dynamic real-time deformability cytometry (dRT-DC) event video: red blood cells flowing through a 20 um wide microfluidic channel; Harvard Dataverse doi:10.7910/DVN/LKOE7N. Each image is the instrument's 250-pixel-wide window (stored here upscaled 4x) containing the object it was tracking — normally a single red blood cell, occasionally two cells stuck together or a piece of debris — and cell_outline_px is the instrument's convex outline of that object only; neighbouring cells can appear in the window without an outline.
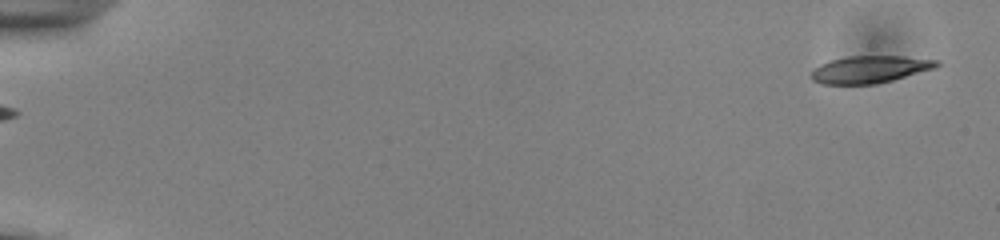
{"species": "common noctule bat (a hibernating species)", "species_latin": "Nyctalus noctula", "temperature_condition": "cold", "stored_images_in_passage": 53, "camera_frame_rate_fps": 3000, "um_per_image_px": 0.085, "animal": {"sex": "male", "body_mass_g": 13.0, "forearm_length_mm": 53.1}, "frame": {"image": 1, "passage_image": 1, "time_ms": 0.0, "image_size_px": [1000, 240], "cell_outline_px": [[940, 64], [936, 68], [892, 80], [876, 84], [820, 84], [812, 80], [808, 76], [820, 64], [832, 60], [848, 56], [900, 56], [940, 60]], "centroid_in_image_um": [73.94, 5.9], "position_along_channel_um": 11.1, "area_um2": 19.94}}
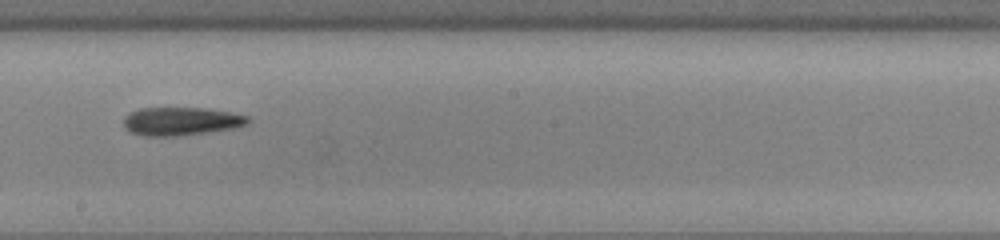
{"frame": {"image": 2, "passage_image": 31, "time_ms": 10.0, "image_size_px": [1000, 240], "cell_outline_px": [[252, 120], [248, 124], [232, 128], [180, 136], [144, 136], [128, 132], [124, 128], [124, 116], [128, 112], [140, 108], [204, 108], [228, 112], [248, 116]], "centroid_in_image_um": [15.34, 10.31], "position_along_channel_um": 232.9, "area_um2": 20.58}}
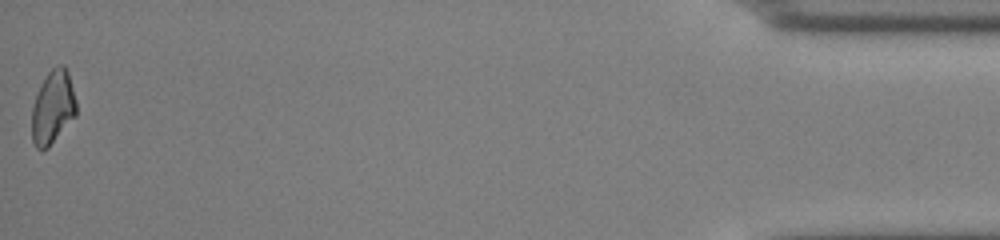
{"frame": {"image": 3, "passage_image": 53, "time_ms": 17.333, "image_size_px": [1000, 240], "cell_outline_px": [[76, 116], [48, 148], [36, 148], [32, 140], [32, 108], [36, 96], [48, 72], [56, 64], [64, 64], [68, 72], [76, 100]], "centroid_in_image_um": [4.51, 9.12], "position_along_channel_um": 430.7, "area_um2": 18.9}, "authors_computed_cell_mechanics": {"area_um2": 20.1144, "velocity_mm_per_s": 3.8749, "shape_relaxation_time_tau1_ms": 3.4865, "shape_relaxation_time_tau2_ms": 5.1129, "deformation_change_tau1": 0.1028, "deformation_change_tau2": 0.1338}}